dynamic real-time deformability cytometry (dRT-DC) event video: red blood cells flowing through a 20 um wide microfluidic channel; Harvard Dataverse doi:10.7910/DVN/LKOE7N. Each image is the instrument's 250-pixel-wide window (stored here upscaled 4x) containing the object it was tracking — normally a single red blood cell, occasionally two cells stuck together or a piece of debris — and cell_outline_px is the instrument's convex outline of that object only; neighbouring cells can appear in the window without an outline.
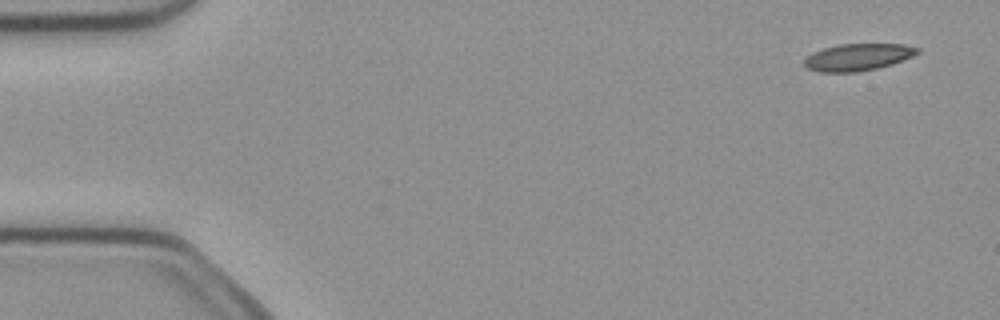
{"species": "common noctule bat (a hibernating species)", "species_latin": "Nyctalus noctula", "temperature_condition": "cold", "stored_images_in_passage": 7, "camera_frame_rate_fps": 3000, "um_per_image_px": 0.085, "animal": {"sex": "female", "body_mass_g": 21.9}, "frame": {"image": 1, "passage_image": 1, "time_ms": 0.0, "image_size_px": [1000, 320], "cell_outline_px": [[920, 52], [912, 56], [892, 64], [876, 68], [856, 72], [820, 72], [808, 68], [804, 64], [804, 60], [812, 52], [824, 48], [840, 44], [904, 44], [920, 48]], "centroid_in_image_um": [72.93, 4.85], "position_along_channel_um": 12.1, "area_um2": 17.69}}
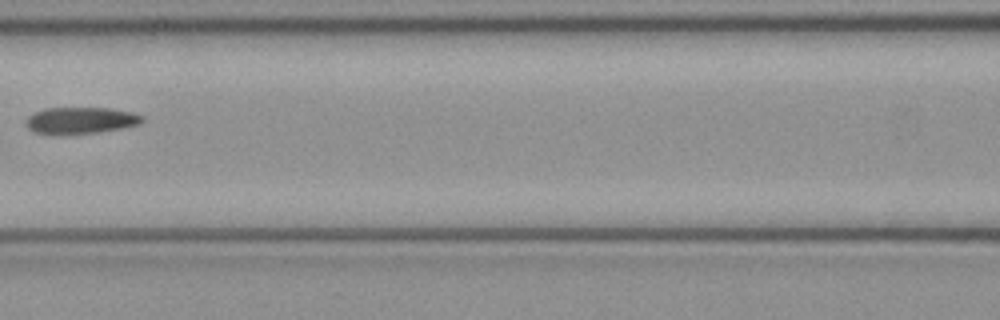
{"frame": {"image": 2, "passage_image": 6, "time_ms": 1.667, "image_size_px": [1000, 320], "cell_outline_px": [[144, 120], [140, 124], [124, 128], [100, 132], [52, 136], [36, 132], [28, 128], [28, 116], [44, 108], [112, 108], [132, 112], [144, 116]], "centroid_in_image_um": [6.9, 10.25], "position_along_channel_um": 159.7, "area_um2": 18.32}}
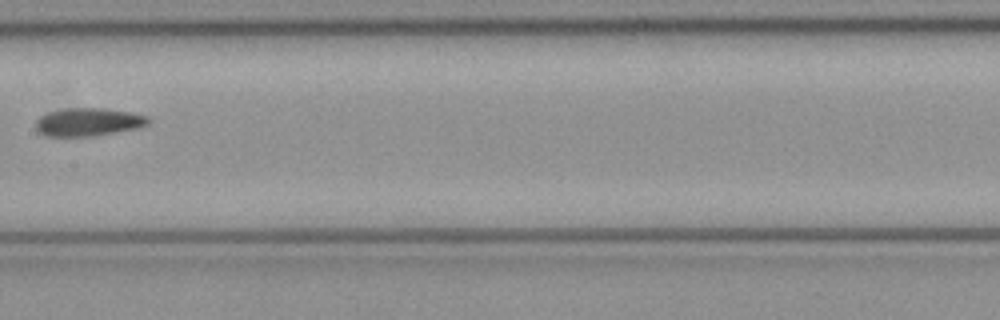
{"frame": {"image": 3, "passage_image": 7, "time_ms": 2.0, "image_size_px": [1000, 320], "cell_outline_px": [[152, 120], [148, 124], [140, 128], [92, 136], [44, 136], [36, 132], [36, 120], [40, 116], [48, 112], [64, 108], [104, 108], [132, 112], [148, 116]], "centroid_in_image_um": [7.52, 10.37], "position_along_channel_um": 199.9, "area_um2": 18.73}}